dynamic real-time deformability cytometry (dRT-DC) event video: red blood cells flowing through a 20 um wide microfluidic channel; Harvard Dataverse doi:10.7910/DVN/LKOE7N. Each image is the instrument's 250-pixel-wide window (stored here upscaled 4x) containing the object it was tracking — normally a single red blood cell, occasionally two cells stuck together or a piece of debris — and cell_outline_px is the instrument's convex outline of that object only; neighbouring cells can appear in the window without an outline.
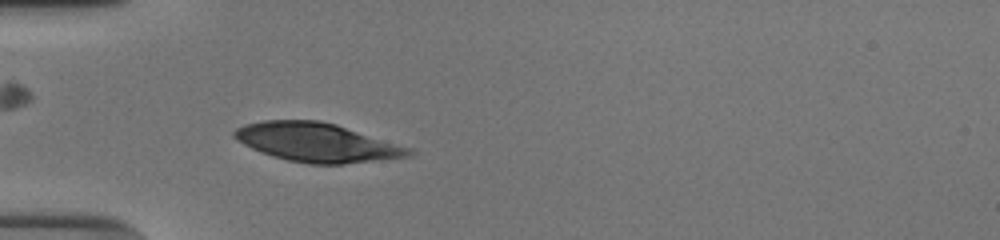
{"species": "human", "species_latin": "Homo sapiens", "temperature_condition": "cold", "stored_images_in_passage": 49, "camera_frame_rate_fps": 3000, "um_per_image_px": 0.085, "donor": {"sex": "male"}, "frame": {"image": 1, "passage_image": 13, "time_ms": 4.0, "image_size_px": [1000, 240], "cell_outline_px": [[416, 152], [412, 156], [380, 160], [344, 164], [308, 164], [288, 160], [272, 156], [260, 152], [236, 140], [232, 136], [232, 132], [236, 128], [244, 124], [264, 120], [320, 120], [336, 124], [412, 148]], "centroid_in_image_um": [26.95, 12.1], "position_along_channel_um": 58.1, "area_um2": 39.77}}
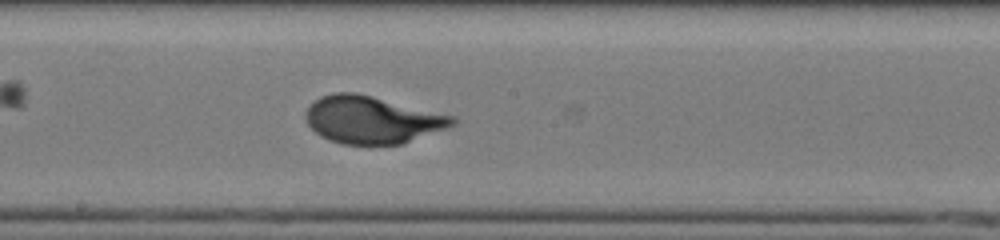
{"frame": {"image": 2, "passage_image": 26, "time_ms": 8.333, "image_size_px": [1000, 240], "cell_outline_px": [[456, 124], [448, 128], [404, 144], [344, 144], [328, 140], [320, 136], [308, 124], [304, 116], [308, 108], [320, 96], [332, 92], [356, 92], [456, 116]], "centroid_in_image_um": [31.66, 10.18], "position_along_channel_um": 216.5, "area_um2": 40.75}}
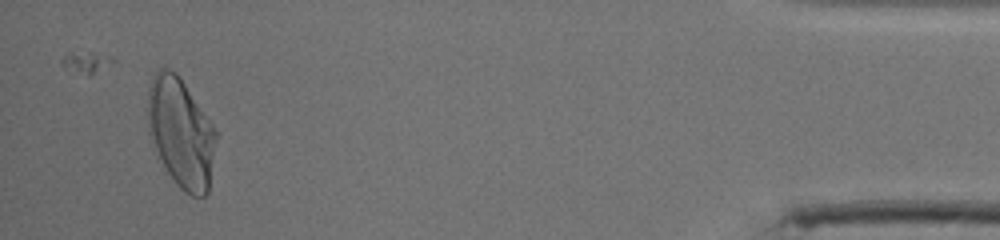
{"frame": {"image": 3, "passage_image": 47, "time_ms": 15.333, "image_size_px": [1000, 240], "cell_outline_px": [[216, 136], [208, 192], [204, 196], [192, 196], [184, 192], [176, 184], [168, 172], [148, 132], [148, 88], [152, 76], [164, 64], [176, 72], [216, 128]], "centroid_in_image_um": [15.37, 11.23], "position_along_channel_um": 419.8, "area_um2": 43.18}, "authors_computed_cell_mechanics": {"area_um2": 39.7664, "velocity_mm_per_s": 3.8511, "shape_relaxation_time_tau1_ms": 3.2154, "shape_relaxation_time_tau2_ms": null, "deformation_change_tau1": 0.2038, "deformation_change_tau2": null}}